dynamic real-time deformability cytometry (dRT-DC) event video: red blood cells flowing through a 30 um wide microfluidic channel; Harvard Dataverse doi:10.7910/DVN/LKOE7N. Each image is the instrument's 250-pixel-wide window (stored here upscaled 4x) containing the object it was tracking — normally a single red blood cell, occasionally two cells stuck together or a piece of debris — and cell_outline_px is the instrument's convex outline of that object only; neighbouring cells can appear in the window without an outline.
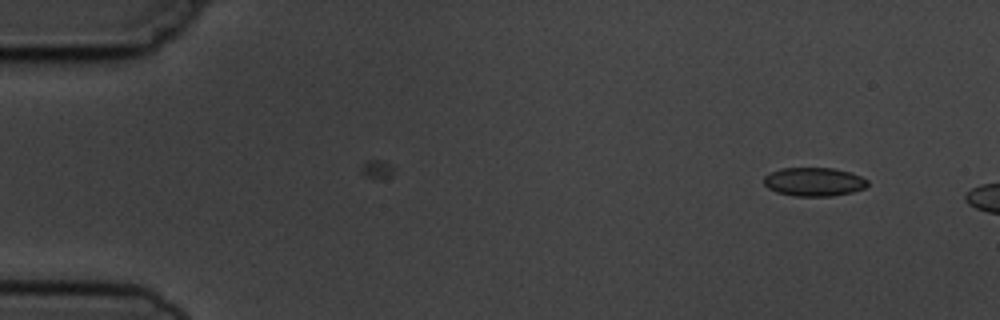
{"species": "common noctule bat (a hibernating species)", "species_latin": "Nyctalus noctula", "temperature_condition": "cold", "stored_images_in_passage": 3, "camera_frame_rate_fps": 3000, "um_per_image_px": 0.085, "animal": {"sex": "male", "body_mass_g": 19.5, "forearm_length_mm": 54.6}, "frame": {"image": 1, "passage_image": 1, "time_ms": 0.0, "image_size_px": [1000, 320], "cell_outline_px": [[868, 184], [864, 188], [852, 192], [832, 196], [792, 196], [776, 192], [768, 188], [764, 184], [764, 176], [780, 168], [832, 168], [852, 172], [868, 180]], "centroid_in_image_um": [69.18, 15.45], "position_along_channel_um": 15.8, "area_um2": 17.4}}